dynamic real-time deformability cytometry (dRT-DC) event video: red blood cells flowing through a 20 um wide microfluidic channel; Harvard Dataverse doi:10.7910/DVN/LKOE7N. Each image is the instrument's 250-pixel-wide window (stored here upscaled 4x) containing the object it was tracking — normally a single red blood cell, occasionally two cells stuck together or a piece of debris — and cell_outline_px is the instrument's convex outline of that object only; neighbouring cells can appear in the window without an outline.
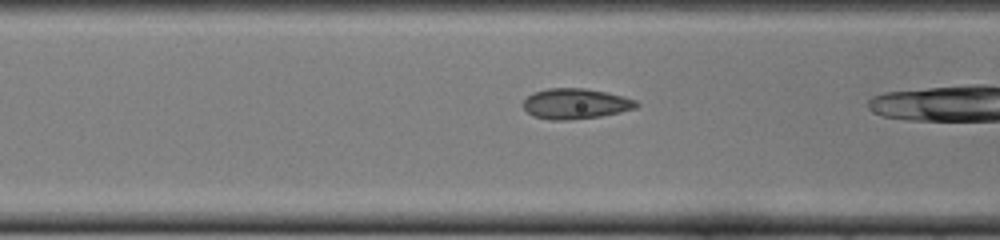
{"species": "common noctule bat (a hibernating species)", "species_latin": "Nyctalus noctula", "temperature_condition": "cold", "stored_images_in_passage": 36, "camera_frame_rate_fps": 3000, "um_per_image_px": 0.085, "animal": {"sex": "female", "body_mass_g": 22.0, "forearm_length_mm": 56.7}, "frame": {"image": 1, "passage_image": 16, "time_ms": 5.0, "image_size_px": [1000, 240], "cell_outline_px": [[640, 104], [636, 108], [620, 112], [600, 116], [568, 120], [552, 120], [532, 116], [524, 108], [524, 100], [532, 92], [548, 88], [584, 88], [608, 92], [624, 96], [636, 100]], "centroid_in_image_um": [48.94, 8.81], "position_along_channel_um": 117.7, "area_um2": 20.17}}
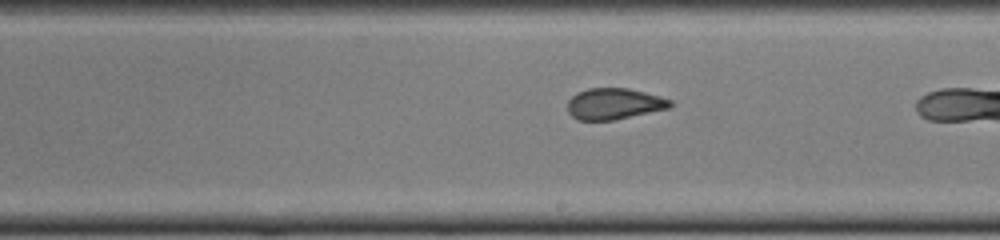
{"frame": {"image": 2, "passage_image": 25, "time_ms": 8.0, "image_size_px": [1000, 240], "cell_outline_px": [[672, 104], [668, 108], [612, 120], [580, 120], [572, 116], [568, 112], [568, 100], [576, 92], [588, 88], [628, 88], [660, 96], [672, 100]], "centroid_in_image_um": [52.17, 8.81], "position_along_channel_um": 236.8, "area_um2": 18.5}}
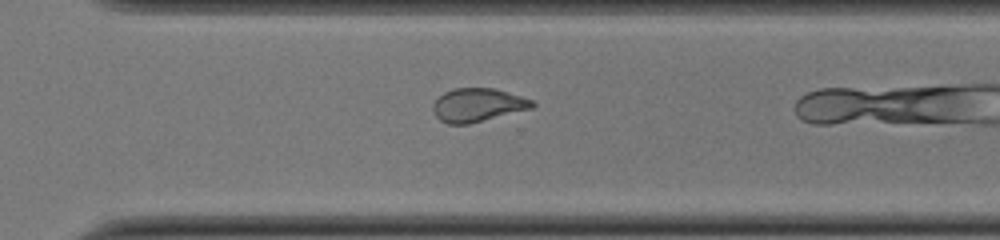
{"frame": {"image": 3, "passage_image": 32, "time_ms": 10.333, "image_size_px": [1000, 240], "cell_outline_px": [[536, 104], [532, 108], [468, 124], [448, 124], [440, 120], [436, 116], [432, 108], [432, 104], [444, 92], [452, 88], [496, 88], [536, 100]], "centroid_in_image_um": [40.63, 8.91], "position_along_channel_um": 330.0, "area_um2": 19.48}}